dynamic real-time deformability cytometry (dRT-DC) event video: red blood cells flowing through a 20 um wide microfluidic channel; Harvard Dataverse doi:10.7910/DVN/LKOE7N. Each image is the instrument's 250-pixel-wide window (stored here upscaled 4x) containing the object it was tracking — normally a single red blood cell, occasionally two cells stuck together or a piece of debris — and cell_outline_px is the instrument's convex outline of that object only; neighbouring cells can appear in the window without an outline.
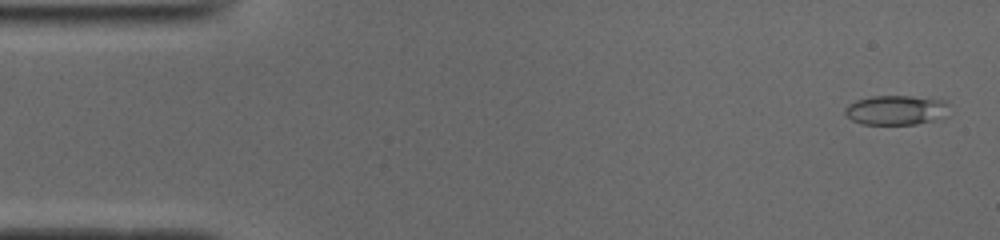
{"species": "common noctule bat (a hibernating species)", "species_latin": "Nyctalus noctula", "temperature_condition": "cold", "stored_images_in_passage": 48, "camera_frame_rate_fps": 3000, "um_per_image_px": 0.085, "animal": {"sex": "male", "body_mass_g": 19.0, "forearm_length_mm": 50.8}, "frame": {"image": 1, "passage_image": 2, "time_ms": 0.333, "image_size_px": [1000, 240], "cell_outline_px": [[948, 104], [932, 120], [916, 124], [864, 124], [852, 120], [844, 112], [844, 108], [848, 104], [856, 100], [872, 96], [908, 96], [944, 100]], "centroid_in_image_um": [76.01, 9.34], "position_along_channel_um": 9.0, "area_um2": 17.22}}
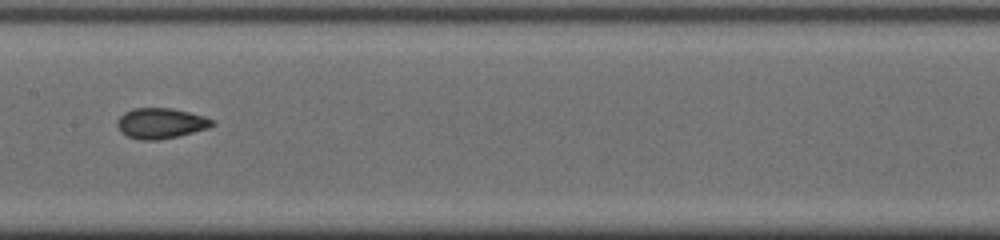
{"frame": {"image": 2, "passage_image": 25, "time_ms": 8.0, "image_size_px": [1000, 240], "cell_outline_px": [[216, 124], [208, 128], [176, 136], [156, 140], [140, 140], [128, 136], [120, 132], [116, 124], [116, 120], [124, 112], [132, 108], [172, 108], [204, 116], [216, 120]], "centroid_in_image_um": [13.65, 10.47], "position_along_channel_um": 193.8, "area_um2": 16.94}}
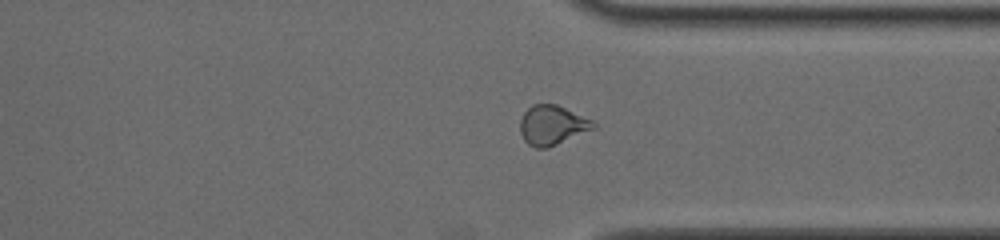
{"frame": {"image": 3, "passage_image": 38, "time_ms": 12.333, "image_size_px": [1000, 240], "cell_outline_px": [[596, 128], [548, 148], [536, 148], [528, 144], [524, 140], [520, 132], [520, 120], [524, 112], [532, 104], [556, 104], [592, 120], [596, 124]], "centroid_in_image_um": [46.93, 10.64], "position_along_channel_um": 364.5, "area_um2": 16.88}}